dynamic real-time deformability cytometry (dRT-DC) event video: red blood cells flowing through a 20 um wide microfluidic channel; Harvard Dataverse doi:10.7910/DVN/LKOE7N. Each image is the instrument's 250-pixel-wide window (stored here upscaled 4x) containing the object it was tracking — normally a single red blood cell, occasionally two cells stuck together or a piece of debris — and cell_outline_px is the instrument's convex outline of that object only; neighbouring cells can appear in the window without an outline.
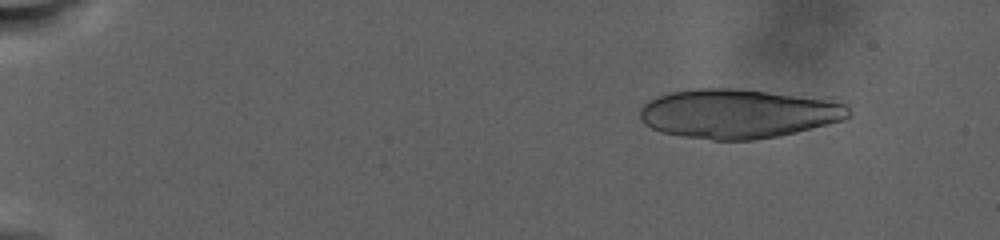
{"species": "human", "species_latin": "Homo sapiens", "temperature_condition": "warm", "stored_images_in_passage": 20, "camera_frame_rate_fps": 3000, "um_per_image_px": 0.085, "donor": {"sex": "male"}, "frame": {"image": 1, "passage_image": 1, "time_ms": 0.0, "image_size_px": [1000, 240], "cell_outline_px": [[852, 116], [844, 120], [796, 132], [776, 136], [752, 140], [712, 140], [684, 136], [664, 132], [652, 128], [644, 124], [640, 120], [640, 108], [644, 104], [660, 96], [672, 92], [700, 88], [728, 88], [764, 92], [820, 100], [844, 104], [852, 112]], "centroid_in_image_um": [62.69, 9.68], "position_along_channel_um": 22.3, "area_um2": 58.67}}